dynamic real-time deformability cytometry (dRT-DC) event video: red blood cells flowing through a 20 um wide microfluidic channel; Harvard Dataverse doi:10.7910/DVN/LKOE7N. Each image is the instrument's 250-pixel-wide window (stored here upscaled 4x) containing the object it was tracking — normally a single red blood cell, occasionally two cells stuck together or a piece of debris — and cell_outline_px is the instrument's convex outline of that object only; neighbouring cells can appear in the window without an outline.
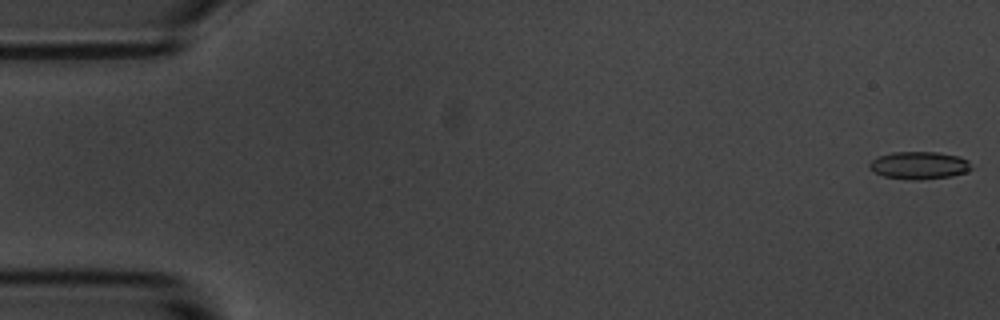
{"species": "common noctule bat (a hibernating species)", "species_latin": "Nyctalus noctula", "temperature_condition": "room temperature", "stored_images_in_passage": 52, "camera_frame_rate_fps": 3000, "um_per_image_px": 0.085, "animal": {"sex": "male", "body_mass_g": 20.1, "forearm_length_mm": 53.5}, "frame": {"image": 1, "passage_image": 1, "time_ms": 0.0, "image_size_px": [1000, 320], "cell_outline_px": [[972, 168], [968, 172], [952, 176], [916, 180], [884, 176], [868, 168], [868, 164], [872, 160], [880, 156], [892, 152], [936, 152], [960, 156], [968, 160]], "centroid_in_image_um": [78.16, 14.05], "position_along_channel_um": 6.8, "area_um2": 16.3}}
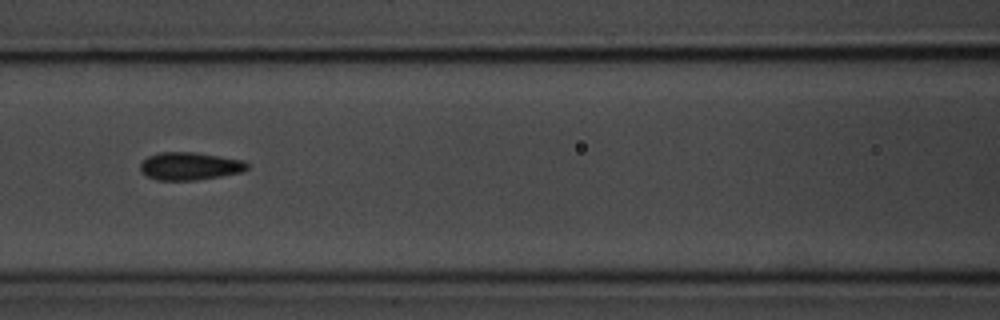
{"frame": {"image": 2, "passage_image": 25, "time_ms": 8.0, "image_size_px": [1000, 320], "cell_outline_px": [[248, 168], [244, 172], [196, 180], [156, 180], [140, 172], [140, 164], [148, 156], [160, 152], [196, 152], [244, 160], [248, 164]], "centroid_in_image_um": [16.14, 14.12], "position_along_channel_um": 150.5, "area_um2": 17.4}}
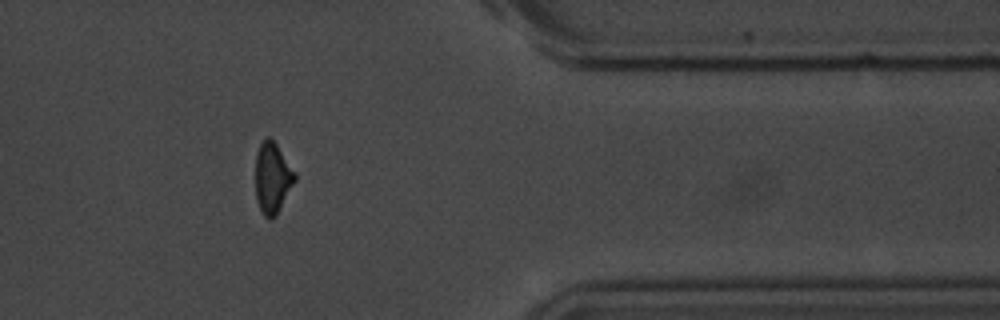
{"frame": {"image": 3, "passage_image": 47, "time_ms": 15.333, "image_size_px": [1000, 320], "cell_outline_px": [[296, 180], [276, 216], [272, 220], [268, 220], [264, 216], [256, 200], [256, 152], [260, 144], [268, 136], [276, 144], [296, 172]], "centroid_in_image_um": [23.17, 15.15], "position_along_channel_um": 388.2, "area_um2": 16.3}}